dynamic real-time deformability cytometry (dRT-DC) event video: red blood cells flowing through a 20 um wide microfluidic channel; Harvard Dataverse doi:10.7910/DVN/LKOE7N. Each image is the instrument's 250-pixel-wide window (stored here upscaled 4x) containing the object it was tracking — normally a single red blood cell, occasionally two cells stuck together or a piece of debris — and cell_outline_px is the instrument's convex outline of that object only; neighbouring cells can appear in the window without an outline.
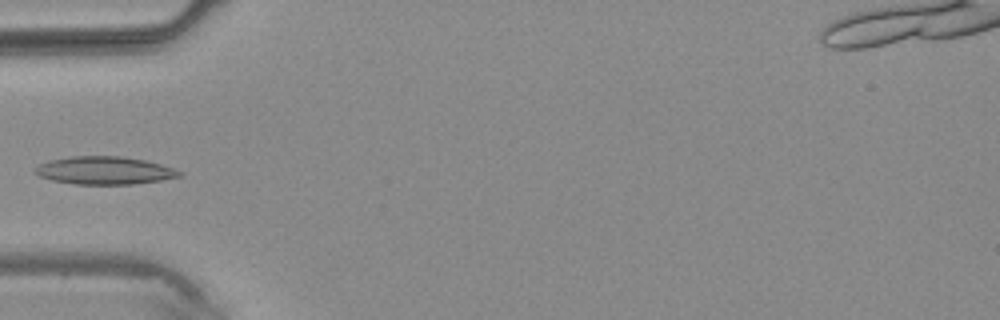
{"species": "common noctule bat (a hibernating species)", "species_latin": "Nyctalus noctula", "temperature_condition": "warm", "stored_images_in_passage": 4, "camera_frame_rate_fps": 3000, "um_per_image_px": 0.085, "animal": {"sex": "male", "body_mass_g": 20.4}, "frame": {"image": 1, "passage_image": 4, "time_ms": 3.667, "image_size_px": [1000, 320], "cell_outline_px": [[184, 176], [160, 180], [132, 184], [76, 184], [52, 180], [40, 176], [32, 172], [40, 164], [48, 160], [72, 156], [124, 156], [144, 160], [160, 164], [184, 172]], "centroid_in_image_um": [8.89, 14.48], "position_along_channel_um": 76.1, "area_um2": 23.41}}